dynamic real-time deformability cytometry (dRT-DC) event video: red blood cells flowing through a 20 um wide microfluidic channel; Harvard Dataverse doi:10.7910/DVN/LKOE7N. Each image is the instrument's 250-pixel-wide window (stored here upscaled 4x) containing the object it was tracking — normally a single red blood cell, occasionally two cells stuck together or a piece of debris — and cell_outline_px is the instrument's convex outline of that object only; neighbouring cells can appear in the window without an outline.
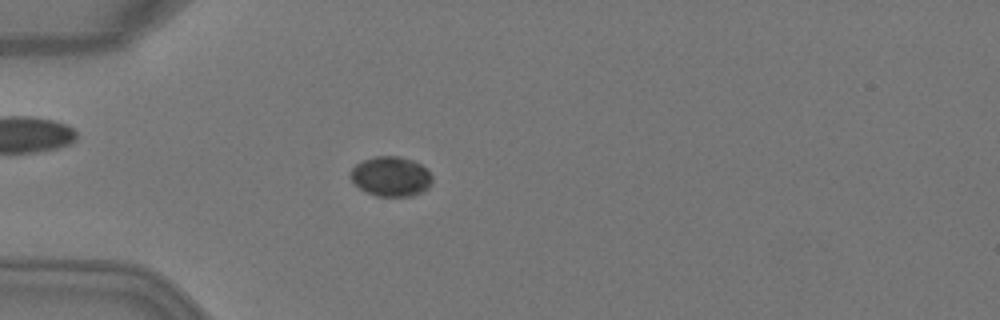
{"species": "Egyptian fruit bat (a non-hibernating species)", "species_latin": "Rousettus aegyptiacus", "temperature_condition": "warm", "stored_images_in_passage": 3, "camera_frame_rate_fps": 3000, "um_per_image_px": 0.085, "animal": {"sex": "female"}, "frame": {"image": 1, "passage_image": 3, "time_ms": 0.667, "image_size_px": [1000, 320], "cell_outline_px": [[432, 184], [424, 192], [412, 196], [376, 196], [360, 188], [352, 180], [352, 168], [356, 164], [364, 160], [376, 156], [400, 156], [412, 160], [420, 164], [432, 176]], "centroid_in_image_um": [33.27, 15.0], "position_along_channel_um": 51.7, "area_um2": 18.79}}